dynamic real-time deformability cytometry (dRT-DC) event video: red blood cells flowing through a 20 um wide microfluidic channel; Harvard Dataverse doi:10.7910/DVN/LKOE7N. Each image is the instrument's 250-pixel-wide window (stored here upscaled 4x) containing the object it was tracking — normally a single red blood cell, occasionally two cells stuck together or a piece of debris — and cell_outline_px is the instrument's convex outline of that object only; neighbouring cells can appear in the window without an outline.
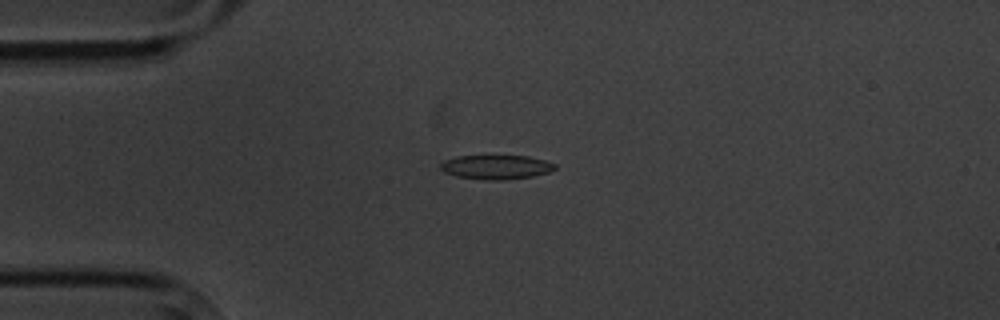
{"species": "common noctule bat (a hibernating species)", "species_latin": "Nyctalus noctula", "temperature_condition": "cold", "stored_images_in_passage": 4, "camera_frame_rate_fps": 3000, "um_per_image_px": 0.085, "animal": {"sex": "male", "body_mass_g": 20.1, "forearm_length_mm": 53.5}, "frame": {"image": 1, "passage_image": 2, "time_ms": 1.333, "image_size_px": [1000, 320], "cell_outline_px": [[556, 168], [548, 172], [532, 176], [504, 180], [484, 180], [456, 176], [444, 172], [440, 168], [440, 164], [444, 160], [456, 156], [528, 156], [544, 160], [556, 164]], "centroid_in_image_um": [42.15, 14.2], "position_along_channel_um": 42.9, "area_um2": 16.13}}
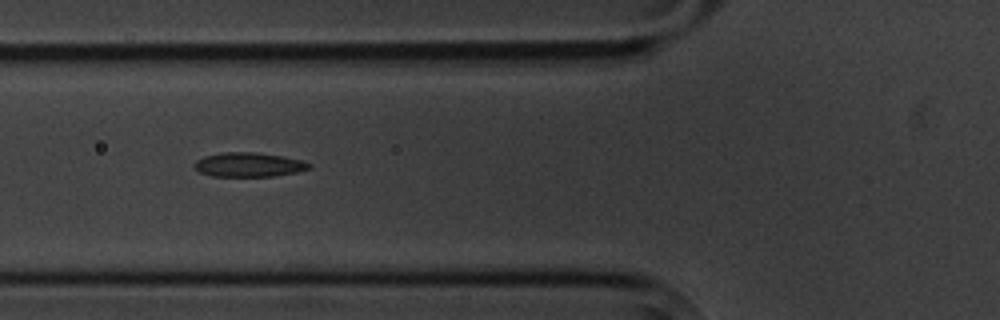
{"frame": {"image": 2, "passage_image": 4, "time_ms": 3.667, "image_size_px": [1000, 320], "cell_outline_px": [[312, 164], [308, 168], [296, 172], [276, 176], [212, 176], [200, 172], [192, 164], [196, 160], [204, 156], [224, 152], [256, 152], [280, 156], [300, 160]], "centroid_in_image_um": [21.1, 14.0], "position_along_channel_um": 104.7, "area_um2": 16.07}}